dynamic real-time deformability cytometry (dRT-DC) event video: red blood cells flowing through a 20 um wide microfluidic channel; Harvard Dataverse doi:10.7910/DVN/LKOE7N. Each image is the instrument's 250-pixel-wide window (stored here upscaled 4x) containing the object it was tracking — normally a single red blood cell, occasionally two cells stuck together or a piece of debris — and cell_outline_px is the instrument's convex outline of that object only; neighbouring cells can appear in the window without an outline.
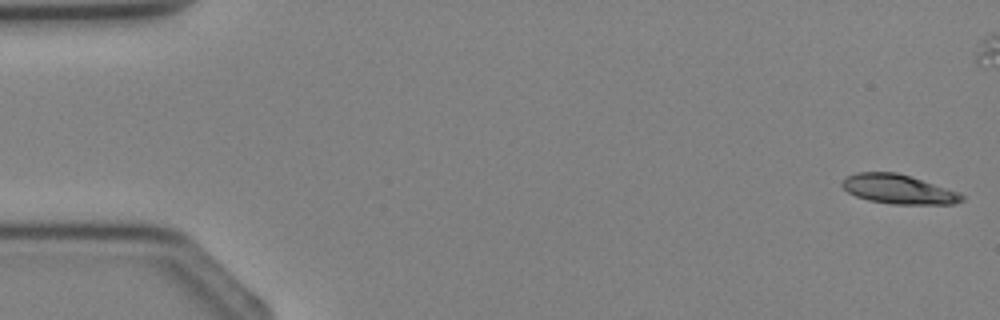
{"species": "Egyptian fruit bat (a non-hibernating species)", "species_latin": "Rousettus aegyptiacus", "temperature_condition": "cold", "stored_images_in_passage": 4, "camera_frame_rate_fps": 3000, "um_per_image_px": 0.085, "animal": {"sex": "female"}, "frame": {"image": 1, "passage_image": 1, "time_ms": 0.0, "image_size_px": [1000, 320], "cell_outline_px": [[964, 200], [952, 204], [892, 204], [868, 200], [856, 196], [848, 192], [840, 184], [848, 176], [856, 172], [896, 172], [960, 192], [964, 196]], "centroid_in_image_um": [76.37, 16.09], "position_along_channel_um": 8.6, "area_um2": 20.29}}